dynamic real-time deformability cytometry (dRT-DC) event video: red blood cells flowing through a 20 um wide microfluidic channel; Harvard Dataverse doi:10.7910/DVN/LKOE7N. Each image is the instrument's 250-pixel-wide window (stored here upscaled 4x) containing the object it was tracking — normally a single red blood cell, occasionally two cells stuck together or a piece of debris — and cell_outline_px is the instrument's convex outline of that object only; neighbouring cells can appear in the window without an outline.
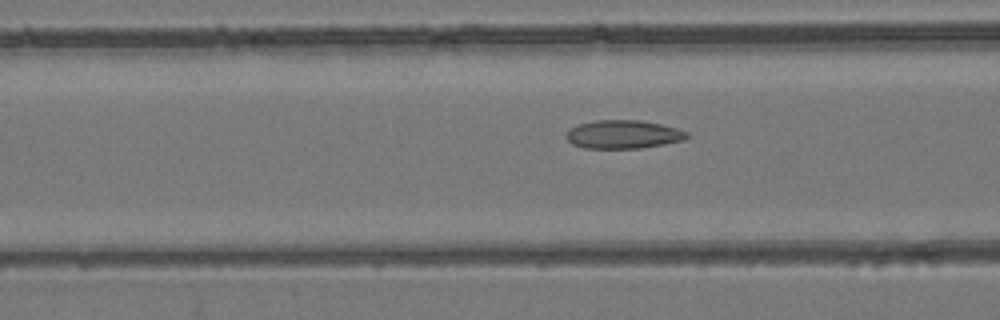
{"species": "common noctule bat (a hibernating species)", "species_latin": "Nyctalus noctula", "temperature_condition": "room temperature", "stored_images_in_passage": 40, "camera_frame_rate_fps": 3000, "um_per_image_px": 0.085, "animal": {"sex": "female", "body_mass_g": 24.6, "forearm_length_mm": 56.2}, "frame": {"image": 1, "passage_image": 13, "time_ms": 4.0, "image_size_px": [1000, 320], "cell_outline_px": [[688, 136], [684, 140], [664, 144], [640, 148], [584, 148], [572, 144], [564, 136], [572, 128], [580, 124], [596, 120], [640, 120], [660, 124], [676, 128], [688, 132]], "centroid_in_image_um": [52.98, 11.42], "position_along_channel_um": 113.6, "area_um2": 19.83}}
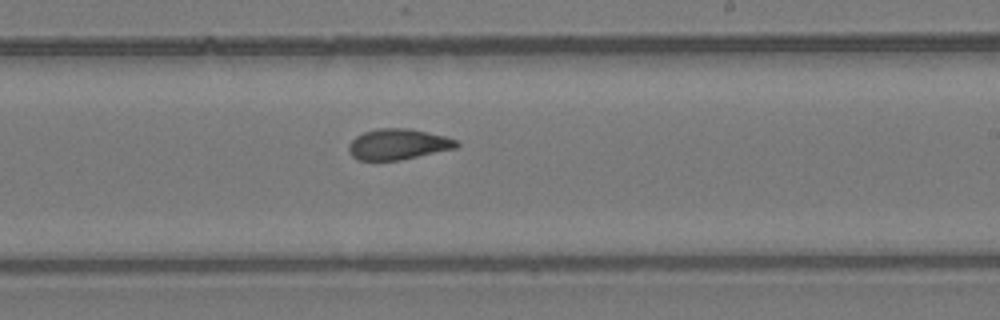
{"frame": {"image": 2, "passage_image": 24, "time_ms": 7.667, "image_size_px": [1000, 320], "cell_outline_px": [[460, 144], [456, 148], [400, 160], [356, 160], [348, 152], [348, 144], [356, 136], [364, 132], [376, 128], [408, 128], [444, 136], [456, 140]], "centroid_in_image_um": [33.8, 12.26], "position_along_channel_um": 255.2, "area_um2": 19.31}}
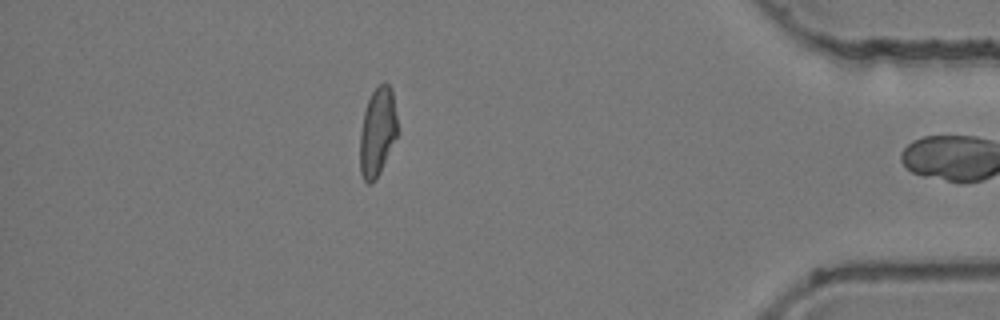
{"frame": {"image": 3, "passage_image": 39, "time_ms": 12.667, "image_size_px": [1000, 320], "cell_outline_px": [[400, 132], [376, 180], [372, 184], [368, 184], [364, 180], [360, 172], [360, 132], [364, 112], [368, 100], [372, 92], [384, 80], [392, 88]], "centroid_in_image_um": [32.12, 11.21], "position_along_channel_um": 403.1, "area_um2": 19.94}, "authors_computed_cell_mechanics": {"area_um2": 19.7676, "velocity_mm_per_s": 3.8623, "shape_relaxation_time_tau1_ms": null, "shape_relaxation_time_tau2_ms": 2.1255, "deformation_change_tau1": null, "deformation_change_tau2": 0.0913}}